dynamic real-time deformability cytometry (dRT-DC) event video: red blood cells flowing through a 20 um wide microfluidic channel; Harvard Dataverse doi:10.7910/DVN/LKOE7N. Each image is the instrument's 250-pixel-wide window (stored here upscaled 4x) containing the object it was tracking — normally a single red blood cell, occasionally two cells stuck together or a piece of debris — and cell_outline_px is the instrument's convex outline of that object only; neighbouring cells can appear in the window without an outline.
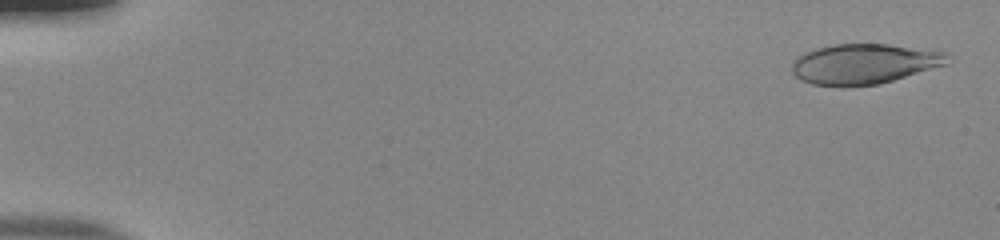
{"species": "human", "species_latin": "Homo sapiens", "temperature_condition": "room temperature", "stored_images_in_passage": 54, "camera_frame_rate_fps": 3000, "um_per_image_px": 0.085, "donor": {"sex": "male"}, "frame": {"image": 1, "passage_image": 2, "time_ms": 0.333, "image_size_px": [1000, 240], "cell_outline_px": [[948, 64], [892, 80], [876, 84], [812, 84], [800, 80], [792, 72], [792, 64], [800, 56], [816, 48], [832, 44], [888, 44], [944, 52]], "centroid_in_image_um": [73.44, 5.4], "position_along_channel_um": 11.6, "area_um2": 35.26}}
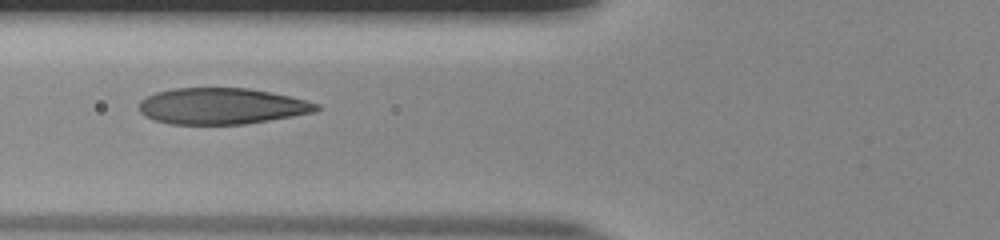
{"frame": {"image": 2, "passage_image": 22, "time_ms": 7.0, "image_size_px": [1000, 240], "cell_outline_px": [[320, 108], [316, 112], [244, 124], [172, 124], [156, 120], [144, 116], [140, 112], [140, 100], [156, 92], [172, 88], [248, 88], [288, 96], [320, 104]], "centroid_in_image_um": [18.83, 9.02], "position_along_channel_um": 107.0, "area_um2": 37.17}}
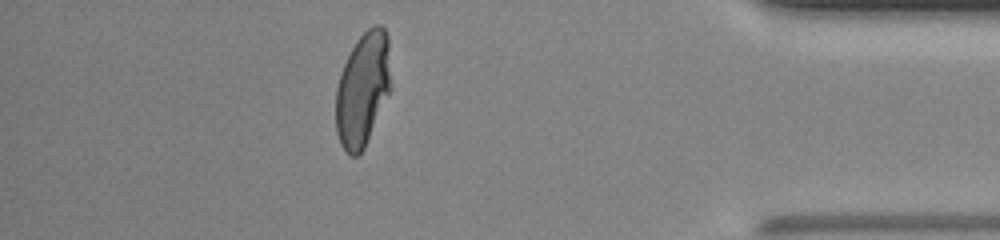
{"frame": {"image": 3, "passage_image": 48, "time_ms": 15.667, "image_size_px": [1000, 240], "cell_outline_px": [[392, 88], [364, 148], [356, 156], [352, 156], [340, 144], [336, 132], [336, 88], [340, 72], [356, 40], [368, 28], [376, 24], [380, 24], [384, 28], [388, 36]], "centroid_in_image_um": [30.85, 7.56], "position_along_channel_um": 404.3, "area_um2": 36.76}, "authors_computed_cell_mechanics": {"area_um2": 37.0498, "velocity_mm_per_s": 3.8321, "shape_relaxation_time_tau1_ms": 5.3164, "shape_relaxation_time_tau2_ms": null, "deformation_change_tau1": 0.2382, "deformation_change_tau2": null}}